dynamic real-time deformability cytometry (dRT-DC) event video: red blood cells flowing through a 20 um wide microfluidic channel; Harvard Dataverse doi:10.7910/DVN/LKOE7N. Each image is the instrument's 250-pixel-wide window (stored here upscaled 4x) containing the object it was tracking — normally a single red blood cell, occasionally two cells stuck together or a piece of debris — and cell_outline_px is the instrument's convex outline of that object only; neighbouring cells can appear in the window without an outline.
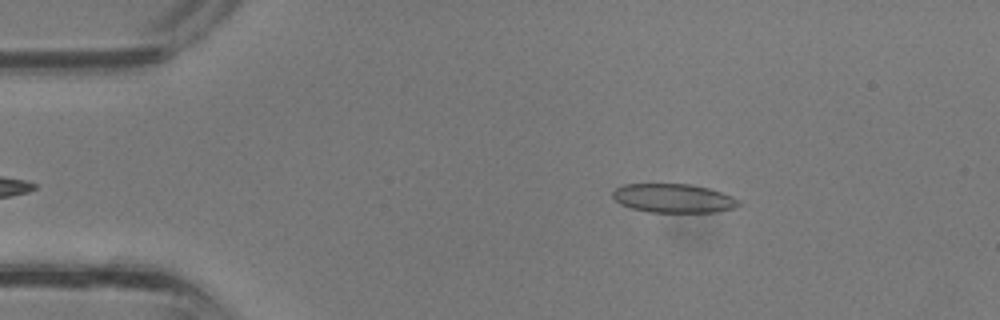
{"species": "common noctule bat (a hibernating species)", "species_latin": "Nyctalus noctula", "temperature_condition": "room temperature", "stored_images_in_passage": 35, "camera_frame_rate_fps": 3000, "um_per_image_px": 0.085, "animal": {"sex": "male", "body_mass_g": 13.3}, "frame": {"image": 1, "passage_image": 5, "time_ms": 1.333, "image_size_px": [1000, 320], "cell_outline_px": [[740, 204], [736, 208], [716, 212], [648, 212], [632, 208], [620, 204], [612, 196], [612, 192], [616, 188], [624, 184], [688, 184], [708, 188], [732, 196], [740, 200]], "centroid_in_image_um": [57.25, 16.86], "position_along_channel_um": 27.7, "area_um2": 21.21}}
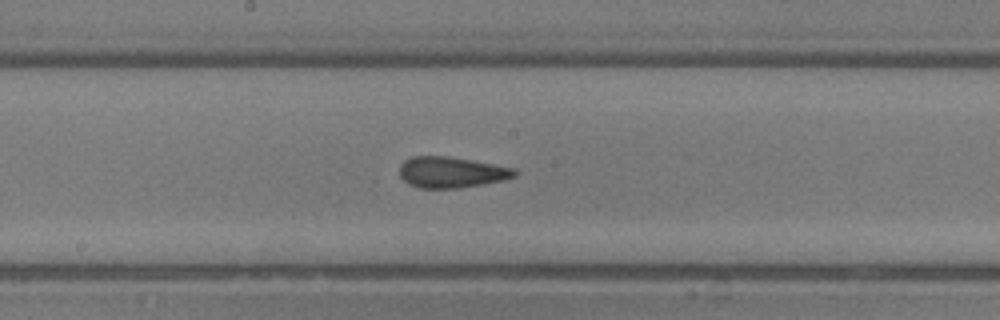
{"frame": {"image": 2, "passage_image": 18, "time_ms": 5.667, "image_size_px": [1000, 320], "cell_outline_px": [[516, 176], [504, 180], [460, 188], [420, 188], [408, 184], [400, 176], [400, 164], [404, 160], [412, 156], [448, 156], [516, 168]], "centroid_in_image_um": [38.36, 14.64], "position_along_channel_um": 209.8, "area_um2": 20.81}}
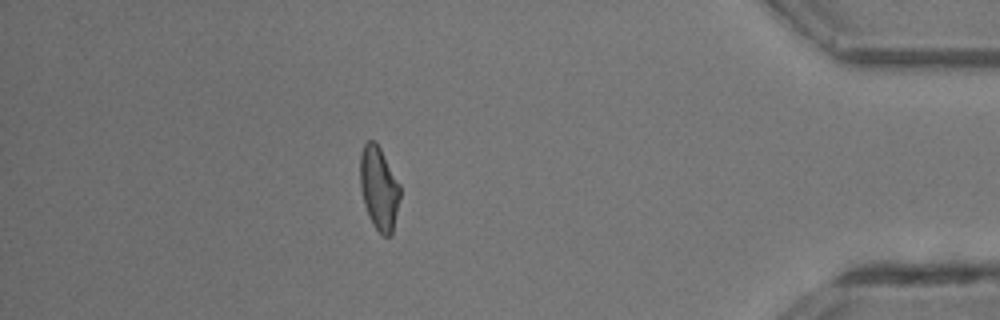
{"frame": {"image": 3, "passage_image": 31, "time_ms": 10.0, "image_size_px": [1000, 320], "cell_outline_px": [[400, 196], [392, 236], [384, 236], [372, 224], [368, 216], [364, 204], [360, 188], [360, 156], [364, 144], [368, 140], [372, 140], [380, 148], [400, 184]], "centroid_in_image_um": [32.21, 16.02], "position_along_channel_um": 403.0, "area_um2": 19.36}}